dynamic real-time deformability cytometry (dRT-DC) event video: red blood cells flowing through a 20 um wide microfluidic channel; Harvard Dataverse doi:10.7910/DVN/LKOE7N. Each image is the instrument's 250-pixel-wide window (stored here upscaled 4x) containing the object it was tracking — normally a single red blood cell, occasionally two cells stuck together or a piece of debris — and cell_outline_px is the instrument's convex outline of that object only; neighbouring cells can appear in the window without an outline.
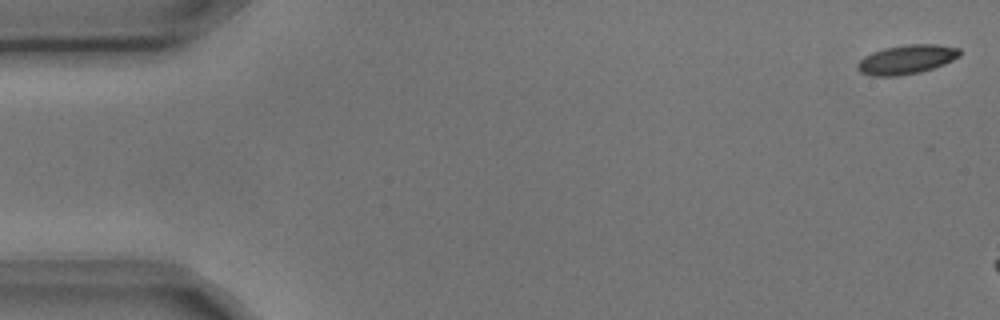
{"species": "common noctule bat (a hibernating species)", "species_latin": "Nyctalus noctula", "temperature_condition": "cold", "stored_images_in_passage": 4, "camera_frame_rate_fps": 3000, "um_per_image_px": 0.085, "animal": {"sex": "male", "body_mass_g": 17.9, "forearm_length_mm": 54.2}, "frame": {"image": 1, "passage_image": 1, "time_ms": 0.0, "image_size_px": [1000, 320], "cell_outline_px": [[960, 56], [944, 64], [920, 72], [896, 76], [872, 76], [860, 72], [856, 68], [856, 64], [864, 56], [872, 52], [884, 48], [908, 44], [936, 44], [960, 48]], "centroid_in_image_um": [77.04, 5.05], "position_along_channel_um": 8.0, "area_um2": 17.4}}